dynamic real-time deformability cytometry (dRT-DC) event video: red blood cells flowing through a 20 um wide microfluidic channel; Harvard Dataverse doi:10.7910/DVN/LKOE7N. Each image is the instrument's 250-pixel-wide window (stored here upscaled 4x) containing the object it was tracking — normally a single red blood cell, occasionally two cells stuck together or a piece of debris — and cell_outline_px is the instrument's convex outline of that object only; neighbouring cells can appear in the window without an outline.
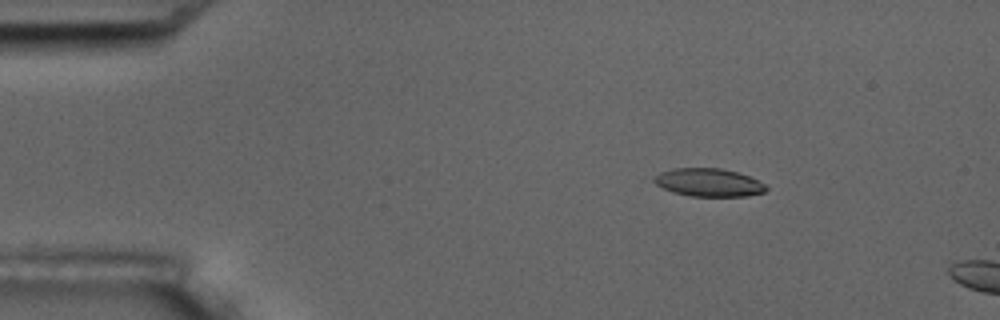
{"species": "common noctule bat (a hibernating species)", "species_latin": "Nyctalus noctula", "temperature_condition": "room temperature", "stored_images_in_passage": 4, "camera_frame_rate_fps": 3000, "um_per_image_px": 0.085, "animal": {"sex": "male", "body_mass_g": 17.5, "forearm_length_mm": 52.3}, "frame": {"image": 1, "passage_image": 3, "time_ms": 2.333, "image_size_px": [1000, 320], "cell_outline_px": [[768, 188], [764, 192], [744, 196], [692, 196], [672, 192], [656, 184], [652, 180], [652, 176], [660, 172], [672, 168], [720, 168], [736, 172], [748, 176], [764, 184]], "centroid_in_image_um": [60.18, 15.5], "position_along_channel_um": 24.8, "area_um2": 18.21}}